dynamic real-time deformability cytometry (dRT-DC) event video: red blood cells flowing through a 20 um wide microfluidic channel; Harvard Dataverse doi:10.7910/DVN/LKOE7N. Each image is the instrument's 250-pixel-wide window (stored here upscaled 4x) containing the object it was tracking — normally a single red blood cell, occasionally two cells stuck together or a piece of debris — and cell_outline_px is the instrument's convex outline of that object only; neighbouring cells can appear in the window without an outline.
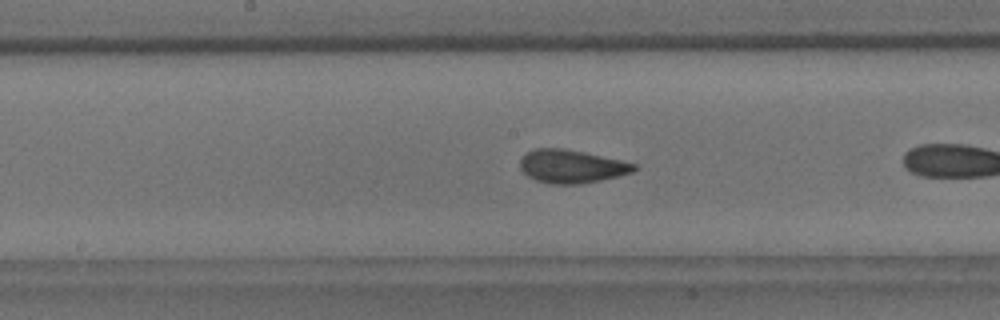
{"species": "common noctule bat (a hibernating species)", "species_latin": "Nyctalus noctula", "temperature_condition": "room temperature", "stored_images_in_passage": 29, "camera_frame_rate_fps": 3000, "um_per_image_px": 0.085, "animal": {"sex": "male", "body_mass_g": 18.8}, "frame": {"image": 1, "passage_image": 13, "time_ms": 4.0, "image_size_px": [1000, 320], "cell_outline_px": [[636, 168], [632, 172], [600, 180], [580, 184], [552, 184], [536, 180], [528, 176], [520, 168], [520, 160], [532, 148], [564, 148], [584, 152], [620, 160], [636, 164]], "centroid_in_image_um": [48.55, 14.14], "position_along_channel_um": 199.7, "area_um2": 21.85}}